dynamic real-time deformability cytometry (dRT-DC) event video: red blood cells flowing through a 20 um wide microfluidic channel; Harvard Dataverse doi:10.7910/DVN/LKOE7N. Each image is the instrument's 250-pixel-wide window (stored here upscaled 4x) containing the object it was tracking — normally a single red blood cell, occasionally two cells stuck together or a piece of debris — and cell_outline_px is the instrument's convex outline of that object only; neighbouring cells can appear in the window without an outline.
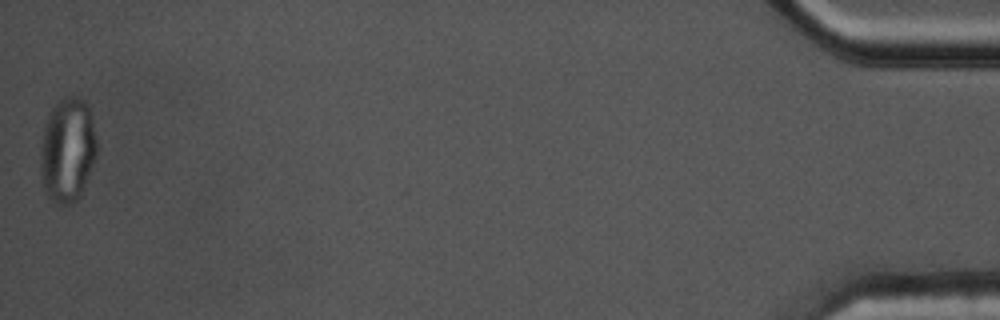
{"species": "common noctule bat (a hibernating species)", "species_latin": "Nyctalus noctula", "temperature_condition": "cold", "stored_images_in_passage": 58, "segment_of_instrument_passage": [2, 2], "camera_frame_rate_fps": 3000, "um_per_image_px": 0.085, "animal": {"sex": "male", "body_mass_g": 17.5, "forearm_length_mm": 52.3}, "frame": {"image": 1, "passage_image": 58, "time_ms": 19.0, "image_size_px": [1000, 320], "cell_outline_px": [[96, 156], [80, 196], [76, 200], [68, 204], [56, 204], [44, 192], [40, 172], [40, 144], [44, 124], [48, 112], [64, 96], [76, 96], [84, 100], [88, 104], [96, 140]], "centroid_in_image_um": [5.7, 12.74], "position_along_channel_um": 429.5, "area_um2": 34.56}}